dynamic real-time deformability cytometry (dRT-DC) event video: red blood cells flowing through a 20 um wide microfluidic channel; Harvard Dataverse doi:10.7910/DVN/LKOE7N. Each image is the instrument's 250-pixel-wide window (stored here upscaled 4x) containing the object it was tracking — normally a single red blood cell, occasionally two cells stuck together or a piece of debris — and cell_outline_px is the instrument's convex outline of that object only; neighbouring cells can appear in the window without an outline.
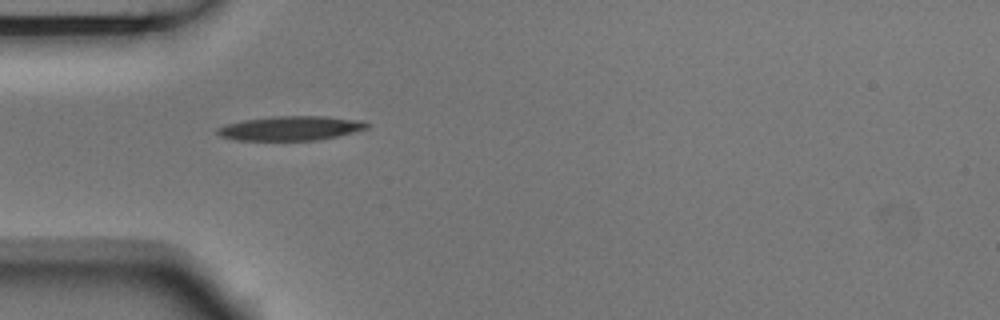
{"species": "Egyptian fruit bat (a non-hibernating species)", "species_latin": "Rousettus aegyptiacus", "temperature_condition": "room temperature", "stored_images_in_passage": 4, "camera_frame_rate_fps": 3000, "um_per_image_px": 0.085, "animal": {"sex": "male"}, "frame": {"image": 1, "passage_image": 1, "time_ms": 0.0, "image_size_px": [1000, 320], "cell_outline_px": [[368, 128], [320, 140], [236, 140], [220, 136], [216, 132], [216, 128], [228, 124], [244, 120], [272, 116], [324, 116], [364, 120], [368, 124]], "centroid_in_image_um": [24.71, 10.89], "position_along_channel_um": 60.3, "area_um2": 21.15}}
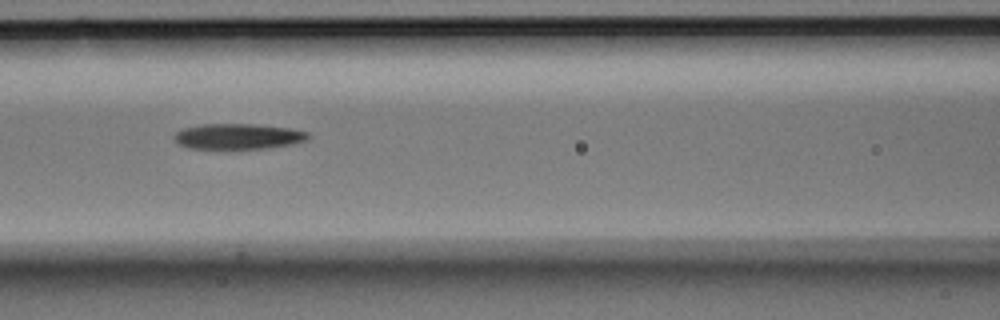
{"frame": {"image": 2, "passage_image": 3, "time_ms": 0.667, "image_size_px": [1000, 320], "cell_outline_px": [[308, 136], [304, 140], [292, 144], [264, 148], [188, 148], [180, 144], [172, 136], [180, 128], [200, 124], [252, 124], [292, 128], [308, 132]], "centroid_in_image_um": [20.19, 11.57], "position_along_channel_um": 146.4, "area_um2": 19.77}}
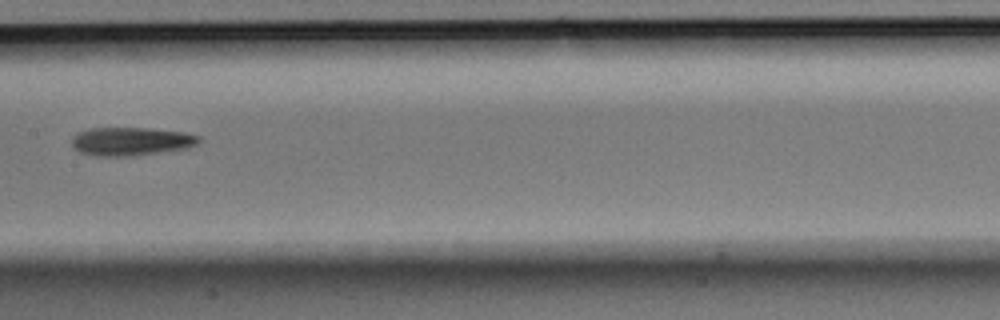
{"frame": {"image": 3, "passage_image": 4, "time_ms": 1.0, "image_size_px": [1000, 320], "cell_outline_px": [[200, 140], [196, 144], [184, 148], [132, 156], [96, 156], [80, 152], [72, 144], [72, 136], [80, 132], [92, 128], [144, 128], [184, 132], [200, 136]], "centroid_in_image_um": [11.11, 12.01], "position_along_channel_um": 196.3, "area_um2": 20.63}}